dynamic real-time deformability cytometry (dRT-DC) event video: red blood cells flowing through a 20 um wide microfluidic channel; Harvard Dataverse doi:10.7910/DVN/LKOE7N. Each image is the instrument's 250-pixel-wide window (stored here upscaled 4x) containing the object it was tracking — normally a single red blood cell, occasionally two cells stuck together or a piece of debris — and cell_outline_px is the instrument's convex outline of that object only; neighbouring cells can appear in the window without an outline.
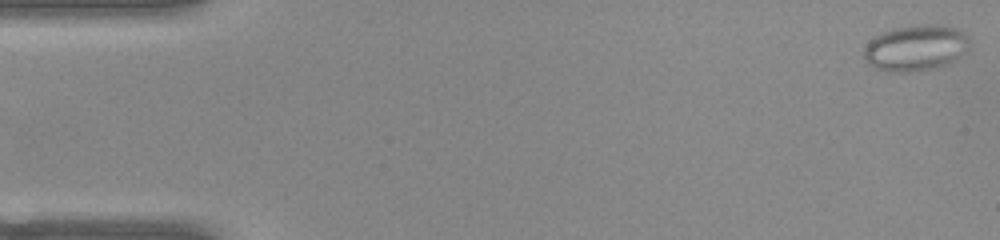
{"species": "common noctule bat (a hibernating species)", "species_latin": "Nyctalus noctula", "temperature_condition": "warm", "stored_images_in_passage": 51, "camera_frame_rate_fps": 3000, "um_per_image_px": 0.085, "animal": {"sex": "female", "body_mass_g": 22.0, "forearm_length_mm": 56.7}, "frame": {"image": 1, "passage_image": 1, "time_ms": 0.0, "image_size_px": [1000, 240], "cell_outline_px": [[968, 48], [956, 60], [948, 64], [932, 68], [912, 72], [880, 72], [868, 64], [864, 60], [864, 48], [876, 36], [892, 28], [920, 24], [936, 24], [956, 28], [968, 36]], "centroid_in_image_um": [77.81, 4.09], "position_along_channel_um": 7.2, "area_um2": 28.44}}
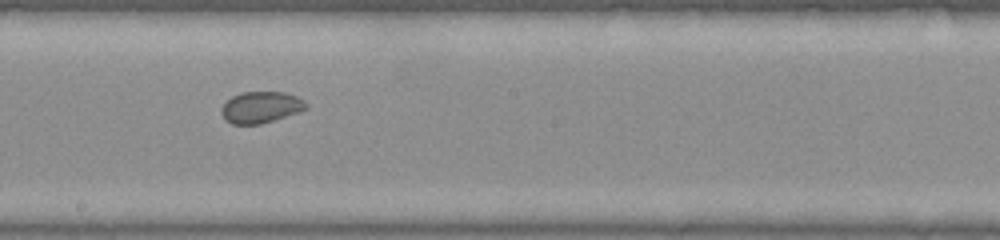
{"frame": {"image": 2, "passage_image": 28, "time_ms": 9.0, "image_size_px": [1000, 240], "cell_outline_px": [[308, 108], [300, 112], [260, 124], [232, 124], [224, 120], [220, 112], [220, 108], [232, 96], [240, 92], [284, 92], [296, 96], [304, 100], [308, 104]], "centroid_in_image_um": [22.17, 9.12], "position_along_channel_um": 226.0, "area_um2": 15.66}}
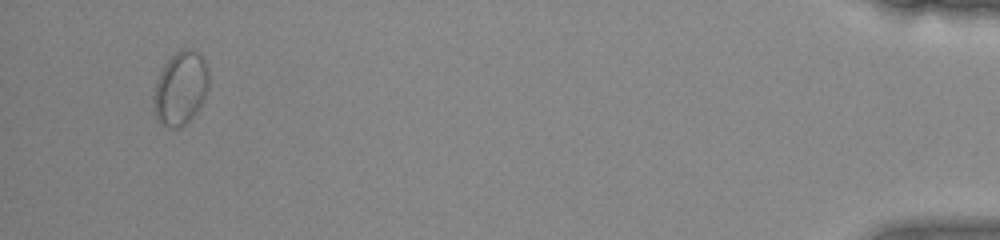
{"frame": {"image": 3, "passage_image": 49, "time_ms": 16.0, "image_size_px": [1000, 240], "cell_outline_px": [[208, 88], [196, 112], [180, 128], [168, 128], [160, 124], [156, 120], [152, 108], [152, 96], [156, 80], [164, 64], [176, 52], [188, 48], [200, 52], [208, 68]], "centroid_in_image_um": [15.3, 7.52], "position_along_channel_um": 419.9, "area_um2": 23.87}}